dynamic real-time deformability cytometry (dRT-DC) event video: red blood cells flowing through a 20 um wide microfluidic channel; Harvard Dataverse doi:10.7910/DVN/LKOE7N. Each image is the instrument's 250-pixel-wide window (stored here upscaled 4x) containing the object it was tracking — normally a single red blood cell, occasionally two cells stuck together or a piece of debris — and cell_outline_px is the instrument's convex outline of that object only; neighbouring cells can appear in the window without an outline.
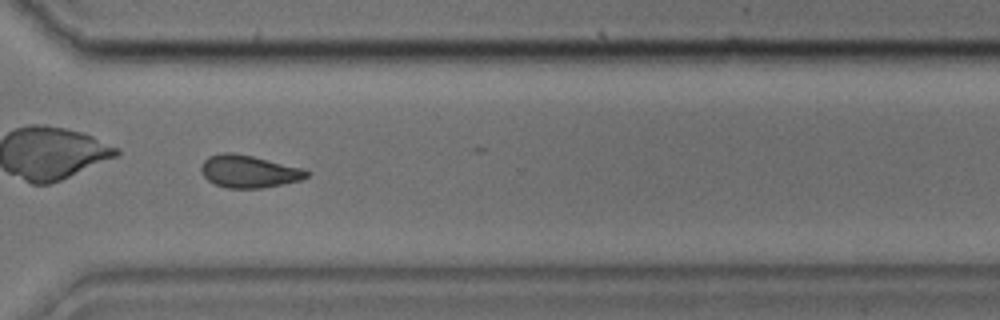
{"species": "common noctule bat (a hibernating species)", "species_latin": "Nyctalus noctula", "temperature_condition": "cold", "stored_images_in_passage": 43, "camera_frame_rate_fps": 3000, "um_per_image_px": 0.085, "animal": {"sex": "male", "body_mass_g": 17.9, "forearm_length_mm": 54.2}, "frame": {"image": 1, "passage_image": 31, "time_ms": 10.0, "image_size_px": [1000, 320], "cell_outline_px": [[312, 172], [308, 176], [300, 180], [260, 188], [228, 188], [216, 184], [208, 180], [204, 176], [200, 168], [204, 160], [208, 156], [220, 152], [232, 152], [252, 156], [304, 168]], "centroid_in_image_um": [21.15, 14.55], "position_along_channel_um": 349.4, "area_um2": 19.94}}